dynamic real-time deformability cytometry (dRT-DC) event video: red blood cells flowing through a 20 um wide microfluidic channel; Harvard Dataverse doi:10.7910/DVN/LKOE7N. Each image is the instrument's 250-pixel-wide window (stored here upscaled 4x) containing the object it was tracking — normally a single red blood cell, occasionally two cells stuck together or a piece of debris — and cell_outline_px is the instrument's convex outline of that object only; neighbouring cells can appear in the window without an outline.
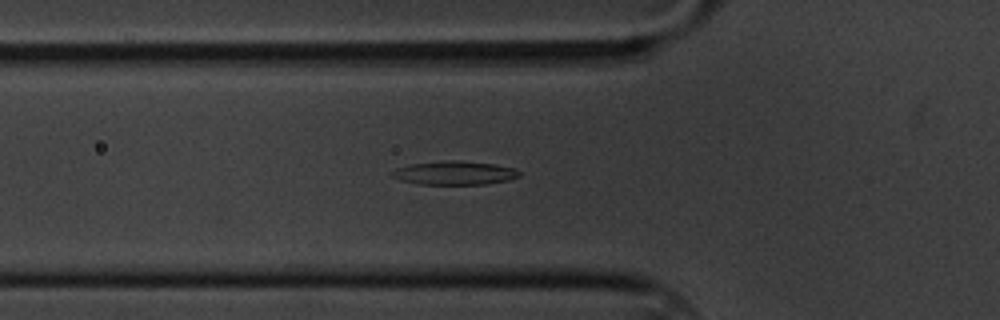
{"species": "common noctule bat (a hibernating species)", "species_latin": "Nyctalus noctula", "temperature_condition": "cold", "stored_images_in_passage": 42, "camera_frame_rate_fps": 3000, "um_per_image_px": 0.085, "animal": {"sex": "male", "body_mass_g": 20.1, "forearm_length_mm": 53.5}, "frame": {"image": 1, "passage_image": 10, "time_ms": 3.0, "image_size_px": [1000, 320], "cell_outline_px": [[520, 176], [508, 180], [484, 184], [416, 184], [400, 180], [392, 176], [392, 172], [396, 168], [412, 164], [444, 160], [460, 160], [496, 164], [516, 168], [520, 172]], "centroid_in_image_um": [38.66, 14.69], "position_along_channel_um": 87.1, "area_um2": 17.63}}
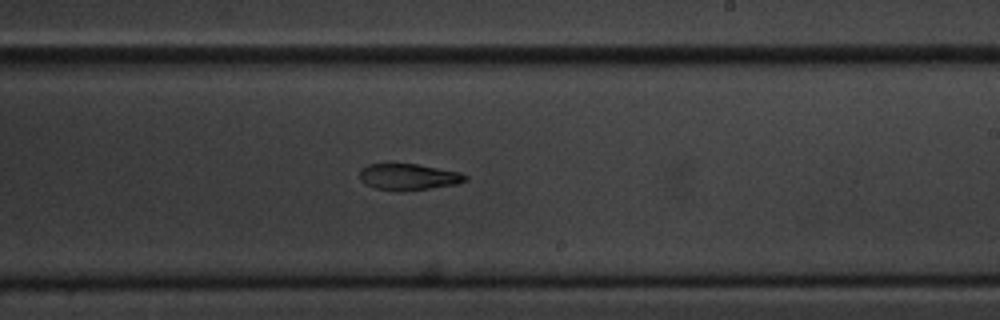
{"frame": {"image": 2, "passage_image": 25, "time_ms": 8.0, "image_size_px": [1000, 320], "cell_outline_px": [[468, 180], [456, 184], [400, 192], [376, 188], [364, 184], [360, 180], [360, 168], [368, 164], [416, 164], [460, 172], [468, 176]], "centroid_in_image_um": [34.7, 15.04], "position_along_channel_um": 254.3, "area_um2": 16.24}}
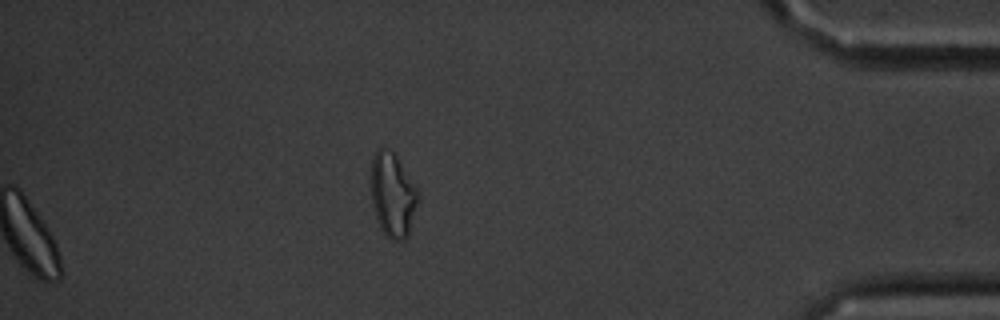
{"frame": {"image": 3, "passage_image": 42, "time_ms": 13.667, "image_size_px": [1000, 320], "cell_outline_px": [[420, 196], [408, 236], [404, 240], [392, 240], [380, 228], [376, 220], [372, 204], [372, 156], [376, 148], [384, 148], [392, 152], [396, 156], [416, 188]], "centroid_in_image_um": [33.38, 16.59], "position_along_channel_um": 401.8, "area_um2": 22.83}, "authors_computed_cell_mechanics": {"area_um2": 17.5134, "velocity_mm_per_s": 3.3268, "shape_relaxation_time_tau1_ms": 4.128, "shape_relaxation_time_tau2_ms": null, "deformation_change_tau1": 0.1384, "deformation_change_tau2": null}}